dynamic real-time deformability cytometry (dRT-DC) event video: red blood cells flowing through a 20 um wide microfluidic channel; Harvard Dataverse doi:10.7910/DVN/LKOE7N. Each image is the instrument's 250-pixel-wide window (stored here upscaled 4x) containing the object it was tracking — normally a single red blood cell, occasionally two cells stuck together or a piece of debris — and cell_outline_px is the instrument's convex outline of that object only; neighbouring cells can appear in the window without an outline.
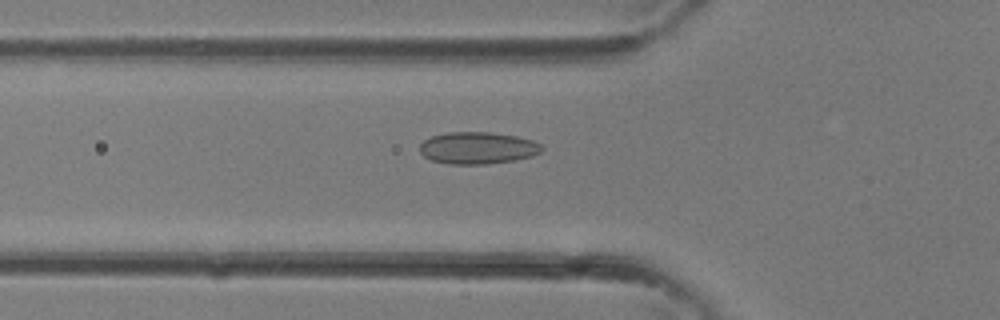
{"species": "common noctule bat (a hibernating species)", "species_latin": "Nyctalus noctula", "temperature_condition": "room temperature", "stored_images_in_passage": 36, "camera_frame_rate_fps": 3000, "um_per_image_px": 0.085, "animal": {"sex": "female"}, "frame": {"image": 1, "passage_image": 13, "time_ms": 4.0, "image_size_px": [1000, 320], "cell_outline_px": [[544, 148], [540, 152], [532, 156], [516, 160], [488, 164], [448, 164], [432, 160], [424, 156], [420, 152], [420, 144], [424, 140], [432, 136], [448, 132], [488, 132], [516, 136], [532, 140], [540, 144]], "centroid_in_image_um": [40.61, 12.58], "position_along_channel_um": 85.2, "area_um2": 22.77}}
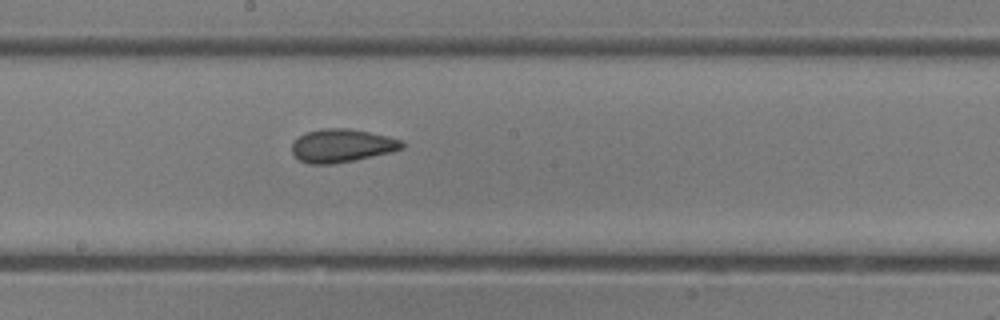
{"frame": {"image": 2, "passage_image": 20, "time_ms": 6.333, "image_size_px": [1000, 320], "cell_outline_px": [[404, 148], [392, 152], [356, 160], [332, 164], [308, 164], [300, 160], [292, 152], [292, 144], [300, 136], [308, 132], [320, 128], [348, 128], [388, 136], [400, 140], [404, 144]], "centroid_in_image_um": [29.07, 12.39], "position_along_channel_um": 219.1, "area_um2": 21.27}}
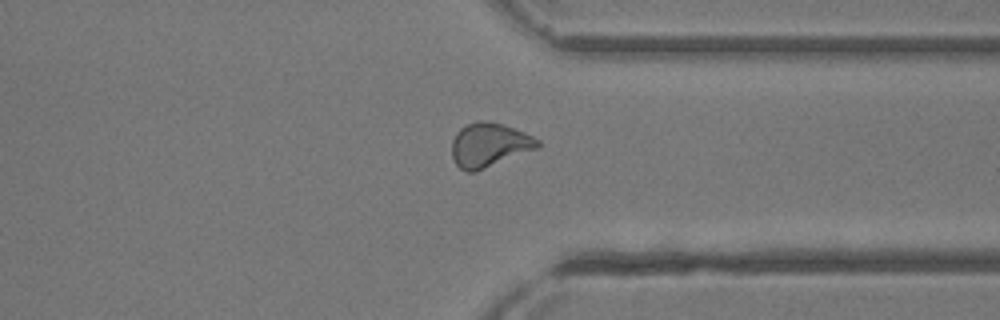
{"frame": {"image": 3, "passage_image": 28, "time_ms": 9.0, "image_size_px": [1000, 320], "cell_outline_px": [[540, 148], [476, 172], [468, 172], [460, 168], [456, 164], [452, 156], [452, 140], [456, 132], [460, 128], [476, 120], [488, 120], [524, 132], [540, 140]], "centroid_in_image_um": [41.59, 12.33], "position_along_channel_um": 369.8, "area_um2": 22.25}}